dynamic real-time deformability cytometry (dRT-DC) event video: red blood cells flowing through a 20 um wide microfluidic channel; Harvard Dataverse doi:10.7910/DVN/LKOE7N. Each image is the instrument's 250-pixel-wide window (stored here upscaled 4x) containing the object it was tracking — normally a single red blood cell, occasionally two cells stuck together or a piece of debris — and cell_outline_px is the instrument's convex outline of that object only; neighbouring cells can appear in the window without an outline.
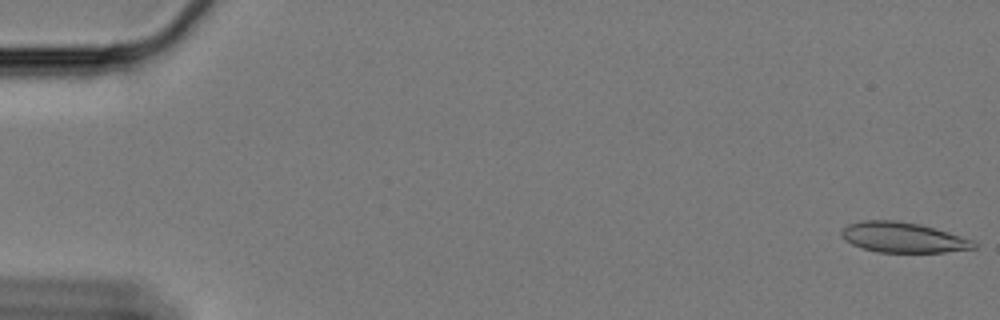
{"species": "Egyptian fruit bat (a non-hibernating species)", "species_latin": "Rousettus aegyptiacus", "temperature_condition": "cold", "stored_images_in_passage": 13, "camera_frame_rate_fps": 3000, "um_per_image_px": 0.085, "animal": {"sex": "female"}, "frame": {"image": 1, "passage_image": 1, "time_ms": 0.0, "image_size_px": [1000, 320], "cell_outline_px": [[976, 248], [944, 252], [876, 252], [852, 244], [844, 240], [840, 236], [840, 232], [848, 224], [864, 220], [896, 220], [920, 224], [948, 232], [972, 240], [976, 244]], "centroid_in_image_um": [76.72, 20.18], "position_along_channel_um": 8.3, "area_um2": 23.24}}